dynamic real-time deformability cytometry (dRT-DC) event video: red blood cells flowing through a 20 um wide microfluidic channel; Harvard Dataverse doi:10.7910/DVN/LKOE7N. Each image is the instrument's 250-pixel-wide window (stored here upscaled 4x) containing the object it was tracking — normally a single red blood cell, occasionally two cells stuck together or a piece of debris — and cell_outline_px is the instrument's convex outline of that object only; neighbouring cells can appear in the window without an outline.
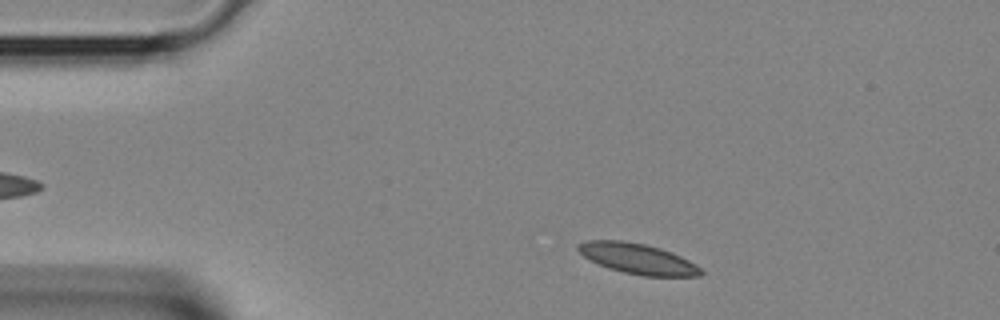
{"species": "Egyptian fruit bat (a non-hibernating species)", "species_latin": "Rousettus aegyptiacus", "temperature_condition": "room temperature", "stored_images_in_passage": 35, "camera_frame_rate_fps": 3000, "um_per_image_px": 0.085, "animal": {"sex": "female"}, "frame": {"image": 1, "passage_image": 3, "time_ms": 0.667, "image_size_px": [1000, 320], "cell_outline_px": [[704, 272], [700, 276], [644, 276], [624, 272], [608, 268], [584, 256], [576, 248], [576, 244], [588, 240], [620, 240], [644, 244], [660, 248], [680, 256], [688, 260], [700, 268]], "centroid_in_image_um": [54.19, 21.98], "position_along_channel_um": 30.8, "area_um2": 21.5}}
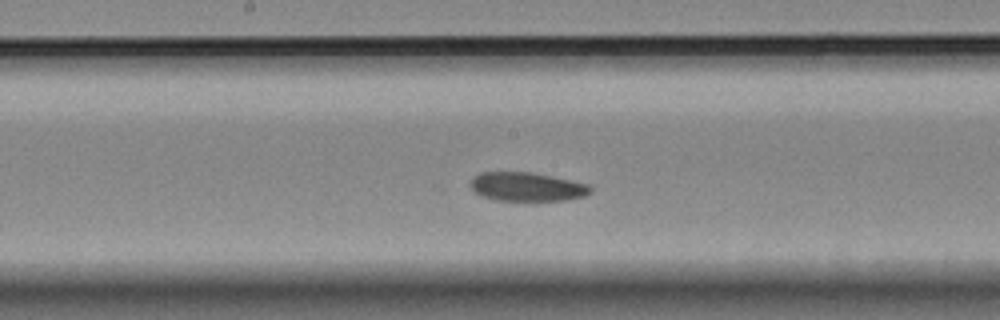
{"frame": {"image": 2, "passage_image": 16, "time_ms": 5.0, "image_size_px": [1000, 320], "cell_outline_px": [[592, 192], [584, 196], [564, 200], [496, 200], [480, 196], [468, 184], [472, 176], [480, 172], [532, 172], [588, 184], [592, 188]], "centroid_in_image_um": [44.74, 15.87], "position_along_channel_um": 203.5, "area_um2": 20.17}}
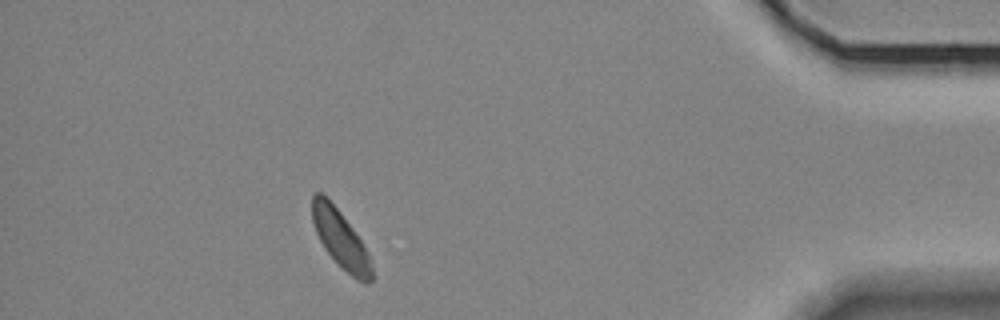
{"frame": {"image": 3, "passage_image": 31, "time_ms": 10.0, "image_size_px": [1000, 320], "cell_outline_px": [[372, 280], [368, 284], [356, 280], [324, 248], [316, 232], [312, 220], [312, 192], [320, 192], [340, 212], [352, 228], [368, 252], [372, 268]], "centroid_in_image_um": [28.94, 20.32], "position_along_channel_um": 406.3, "area_um2": 19.42}}